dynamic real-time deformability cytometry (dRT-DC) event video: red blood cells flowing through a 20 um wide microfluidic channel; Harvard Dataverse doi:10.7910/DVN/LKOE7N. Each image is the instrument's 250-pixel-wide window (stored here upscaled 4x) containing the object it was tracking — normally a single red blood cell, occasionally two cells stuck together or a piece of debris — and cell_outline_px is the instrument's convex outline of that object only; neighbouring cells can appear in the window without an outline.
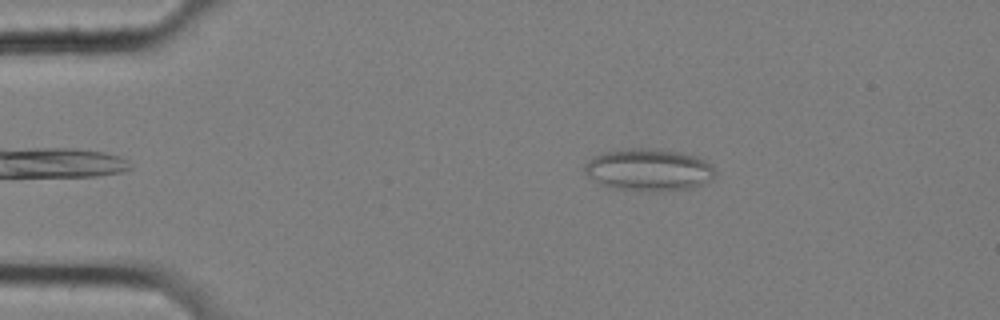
{"species": "common noctule bat (a hibernating species)", "species_latin": "Nyctalus noctula", "temperature_condition": "cold", "stored_images_in_passage": 53, "camera_frame_rate_fps": 3000, "um_per_image_px": 0.085, "animal": {"sex": "female", "body_mass_g": 25.1}, "frame": {"image": 1, "passage_image": 6, "time_ms": 1.667, "image_size_px": [1000, 320], "cell_outline_px": [[716, 172], [712, 180], [704, 184], [692, 188], [652, 192], [640, 192], [608, 188], [600, 184], [588, 176], [584, 172], [584, 164], [592, 156], [604, 152], [628, 148], [660, 148], [680, 152], [696, 156], [712, 164]], "centroid_in_image_um": [55.13, 14.45], "position_along_channel_um": 29.9, "area_um2": 32.95}}
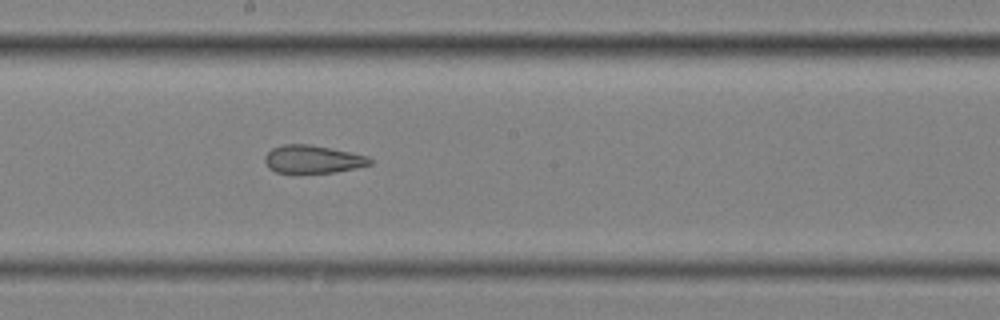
{"frame": {"image": 2, "passage_image": 27, "time_ms": 8.667, "image_size_px": [1000, 320], "cell_outline_px": [[372, 164], [356, 168], [336, 172], [276, 172], [268, 168], [264, 160], [264, 156], [272, 148], [284, 144], [308, 144], [368, 156], [372, 160]], "centroid_in_image_um": [26.56, 13.53], "position_along_channel_um": 221.6, "area_um2": 16.88}}
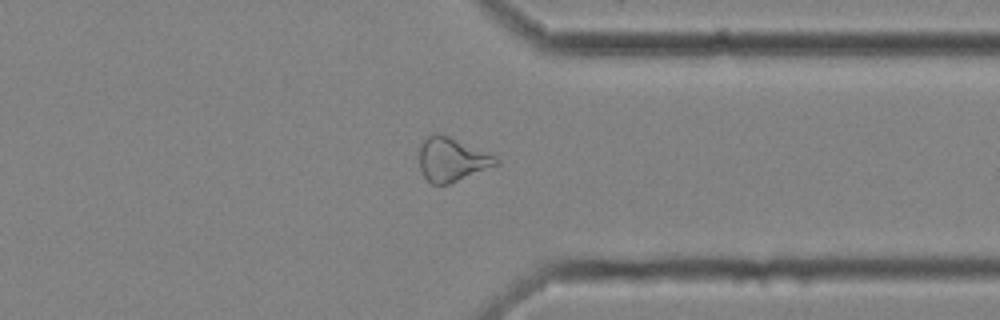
{"frame": {"image": 3, "passage_image": 40, "time_ms": 13.0, "image_size_px": [1000, 320], "cell_outline_px": [[500, 164], [448, 184], [432, 184], [424, 176], [420, 168], [420, 144], [428, 136], [436, 132], [440, 132], [492, 156], [500, 160]], "centroid_in_image_um": [38.37, 13.56], "position_along_channel_um": 373.0, "area_um2": 19.13}, "authors_computed_cell_mechanics": {"area_um2": 21.675, "velocity_mm_per_s": 3.528, "shape_relaxation_time_tau1_ms": null, "shape_relaxation_time_tau2_ms": 3.1927, "deformation_change_tau1": null, "deformation_change_tau2": 0.1249}}